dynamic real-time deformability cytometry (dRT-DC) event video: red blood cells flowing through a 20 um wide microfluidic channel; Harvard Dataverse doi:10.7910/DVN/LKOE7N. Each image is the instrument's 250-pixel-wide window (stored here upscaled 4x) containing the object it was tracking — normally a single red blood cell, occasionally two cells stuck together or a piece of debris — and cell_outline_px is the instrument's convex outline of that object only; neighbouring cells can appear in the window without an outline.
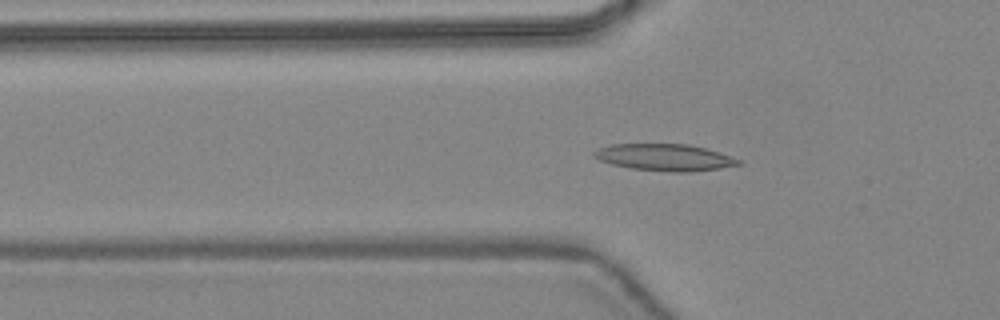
{"species": "common noctule bat (a hibernating species)", "species_latin": "Nyctalus noctula", "temperature_condition": "warm", "stored_images_in_passage": 46, "camera_frame_rate_fps": 3000, "um_per_image_px": 0.085, "animal": {"sex": "female", "body_mass_g": 24.6, "forearm_length_mm": 56.2}, "frame": {"image": 1, "passage_image": 16, "time_ms": 5.0, "image_size_px": [1000, 320], "cell_outline_px": [[740, 164], [720, 168], [692, 172], [672, 172], [632, 168], [612, 164], [600, 160], [592, 156], [592, 152], [596, 148], [608, 144], [688, 144], [720, 152], [740, 160]], "centroid_in_image_um": [56.45, 13.37], "position_along_channel_um": 69.4, "area_um2": 22.54}}
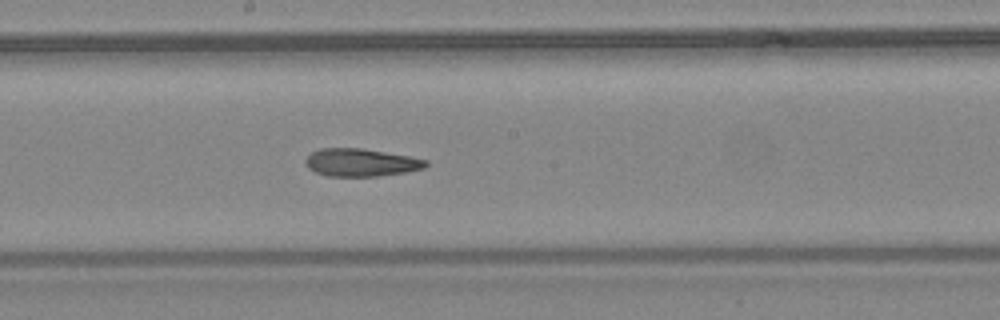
{"frame": {"image": 2, "passage_image": 26, "time_ms": 8.333, "image_size_px": [1000, 320], "cell_outline_px": [[428, 164], [424, 168], [404, 172], [380, 176], [328, 176], [316, 172], [308, 168], [304, 164], [304, 160], [312, 152], [320, 148], [364, 148], [412, 156], [428, 160]], "centroid_in_image_um": [30.69, 13.8], "position_along_channel_um": 217.5, "area_um2": 19.65}}
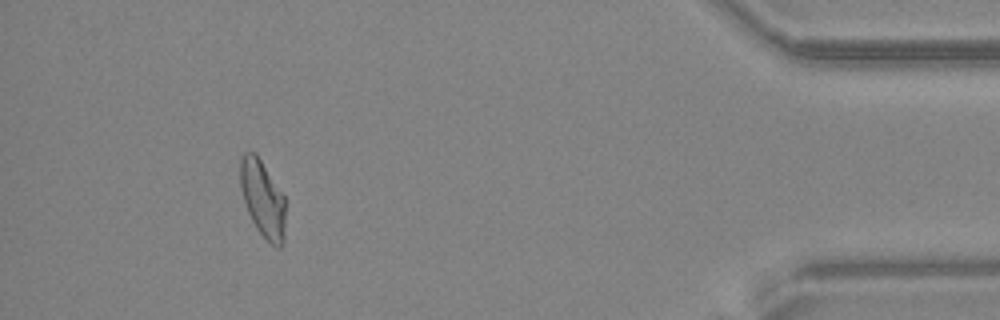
{"frame": {"image": 3, "passage_image": 43, "time_ms": 14.0, "image_size_px": [1000, 320], "cell_outline_px": [[284, 240], [280, 248], [276, 248], [256, 228], [248, 212], [240, 188], [240, 160], [244, 152], [256, 152], [284, 196]], "centroid_in_image_um": [22.31, 16.87], "position_along_channel_um": 412.9, "area_um2": 20.0}, "authors_computed_cell_mechanics": {"area_um2": 20.519, "velocity_mm_per_s": 4.4562, "shape_relaxation_time_tau1_ms": null, "shape_relaxation_time_tau2_ms": 3.0151, "deformation_change_tau1": null, "deformation_change_tau2": 0.113}}